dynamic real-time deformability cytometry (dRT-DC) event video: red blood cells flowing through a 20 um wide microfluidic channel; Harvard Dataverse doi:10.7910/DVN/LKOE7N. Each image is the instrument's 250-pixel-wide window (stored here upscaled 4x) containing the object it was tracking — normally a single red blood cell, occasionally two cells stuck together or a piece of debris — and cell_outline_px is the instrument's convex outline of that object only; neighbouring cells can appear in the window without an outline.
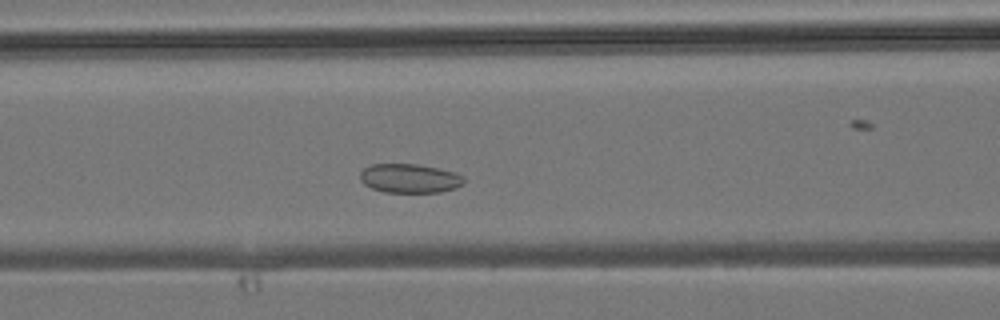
{"species": "common noctule bat (a hibernating species)", "species_latin": "Nyctalus noctula", "temperature_condition": "room temperature", "stored_images_in_passage": 34, "camera_frame_rate_fps": 3000, "um_per_image_px": 0.085, "animal": {"sex": "male", "body_mass_g": 19.2, "forearm_length_mm": 51.8}, "frame": {"image": 1, "passage_image": 6, "time_ms": 1.667, "image_size_px": [1000, 320], "cell_outline_px": [[464, 184], [456, 188], [440, 192], [384, 192], [372, 188], [364, 184], [360, 180], [360, 172], [364, 168], [372, 164], [416, 164], [456, 172], [464, 176]], "centroid_in_image_um": [34.83, 15.16], "position_along_channel_um": 131.8, "area_um2": 17.63}}
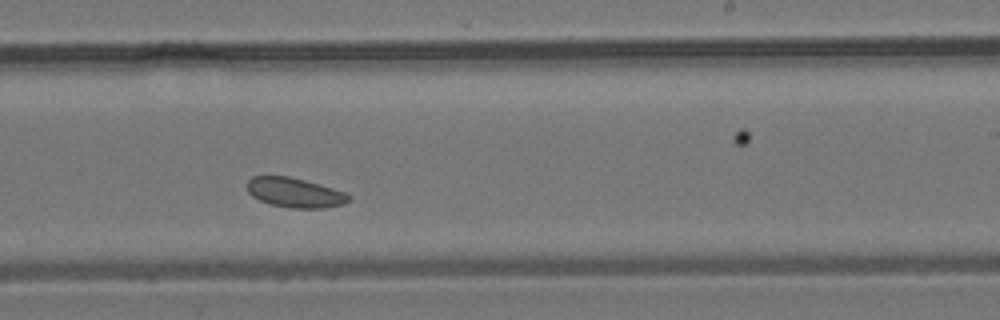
{"frame": {"image": 2, "passage_image": 15, "time_ms": 4.667, "image_size_px": [1000, 320], "cell_outline_px": [[352, 196], [344, 204], [324, 208], [288, 208], [268, 204], [252, 196], [248, 192], [248, 180], [252, 176], [288, 176], [320, 184], [344, 192]], "centroid_in_image_um": [25.05, 16.38], "position_along_channel_um": 263.9, "area_um2": 17.57}}
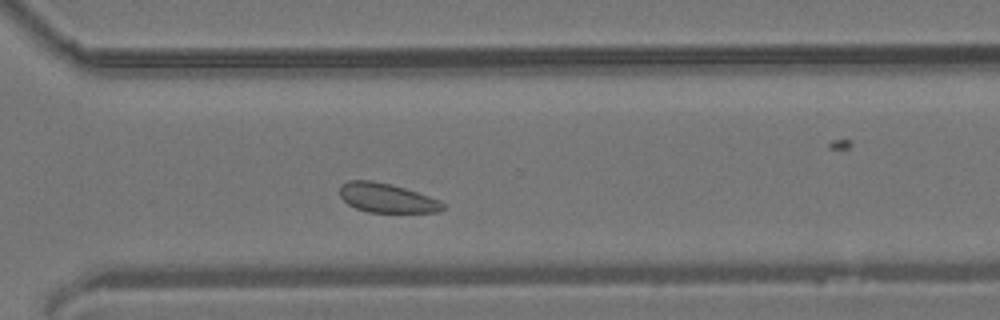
{"frame": {"image": 3, "passage_image": 20, "time_ms": 6.333, "image_size_px": [1000, 320], "cell_outline_px": [[444, 208], [436, 212], [368, 212], [356, 208], [348, 204], [340, 196], [340, 184], [348, 180], [372, 180], [404, 188], [440, 200], [444, 204]], "centroid_in_image_um": [32.84, 16.82], "position_along_channel_um": 337.8, "area_um2": 17.4}}